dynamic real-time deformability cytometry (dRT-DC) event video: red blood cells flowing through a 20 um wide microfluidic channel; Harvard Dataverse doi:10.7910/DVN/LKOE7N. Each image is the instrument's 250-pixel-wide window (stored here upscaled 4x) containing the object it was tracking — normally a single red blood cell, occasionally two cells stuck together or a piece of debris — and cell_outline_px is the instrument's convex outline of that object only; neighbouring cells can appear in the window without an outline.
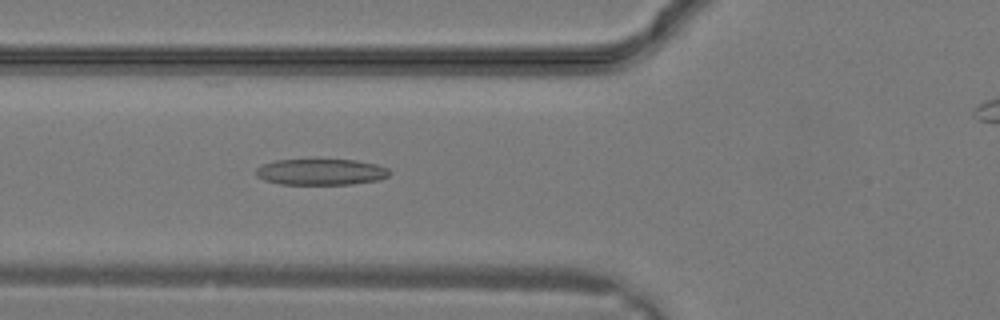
{"species": "common noctule bat (a hibernating species)", "species_latin": "Nyctalus noctula", "temperature_condition": "warm", "stored_images_in_passage": 12, "camera_frame_rate_fps": 3000, "um_per_image_px": 0.085, "animal": {"sex": "male", "body_mass_g": 19.2, "forearm_length_mm": 51.8}, "frame": {"image": 1, "passage_image": 12, "time_ms": 3.667, "image_size_px": [1000, 320], "cell_outline_px": [[392, 172], [388, 176], [380, 180], [352, 184], [280, 184], [264, 180], [256, 176], [256, 168], [264, 164], [276, 160], [356, 160], [376, 164], [388, 168]], "centroid_in_image_um": [27.31, 14.62], "position_along_channel_um": 98.5, "area_um2": 20.35}}